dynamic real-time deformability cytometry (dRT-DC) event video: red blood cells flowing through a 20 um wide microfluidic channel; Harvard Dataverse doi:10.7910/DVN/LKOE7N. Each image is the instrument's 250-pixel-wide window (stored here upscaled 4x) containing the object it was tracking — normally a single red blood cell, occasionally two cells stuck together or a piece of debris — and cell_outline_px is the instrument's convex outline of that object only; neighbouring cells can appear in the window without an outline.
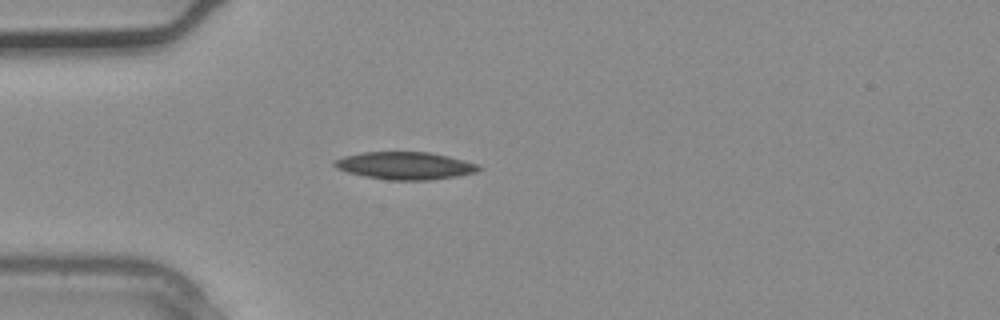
{"species": "common noctule bat (a hibernating species)", "species_latin": "Nyctalus noctula", "temperature_condition": "warm", "stored_images_in_passage": 1, "camera_frame_rate_fps": 3000, "um_per_image_px": 0.085, "animal": {"sex": "male", "body_mass_g": 20.4}, "frame": {"image": 1, "passage_image": 1, "time_ms": 0.0, "image_size_px": [1000, 320], "cell_outline_px": [[480, 168], [476, 172], [456, 176], [428, 180], [388, 180], [364, 176], [348, 172], [336, 168], [332, 164], [336, 160], [344, 156], [360, 152], [428, 152], [448, 156], [480, 164]], "centroid_in_image_um": [34.42, 14.08], "position_along_channel_um": 50.6, "area_um2": 23.06}}